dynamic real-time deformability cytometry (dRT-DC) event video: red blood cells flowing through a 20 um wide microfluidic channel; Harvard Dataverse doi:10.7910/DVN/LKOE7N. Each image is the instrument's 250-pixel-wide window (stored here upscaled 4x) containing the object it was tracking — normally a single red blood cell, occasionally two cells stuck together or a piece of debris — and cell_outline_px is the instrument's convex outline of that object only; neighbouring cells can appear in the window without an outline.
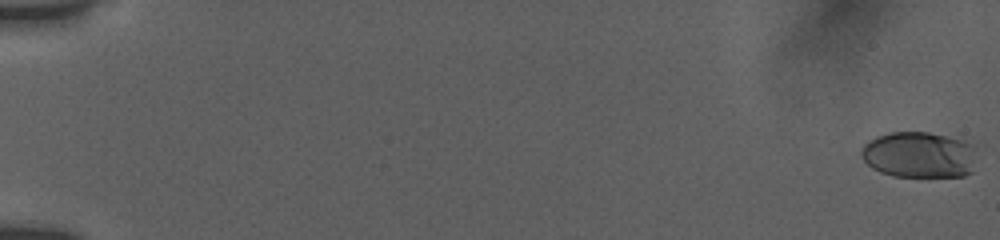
{"species": "human", "species_latin": "Homo sapiens", "temperature_condition": "room temperature", "stored_images_in_passage": 56, "camera_frame_rate_fps": 3000, "um_per_image_px": 0.085, "donor": {"sex": "female"}, "frame": {"image": 1, "passage_image": 1, "time_ms": 0.0, "image_size_px": [1000, 240], "cell_outline_px": [[984, 148], [972, 172], [964, 176], [892, 176], [880, 172], [872, 168], [860, 156], [860, 148], [868, 140], [876, 136], [888, 132], [928, 132], [964, 140], [976, 144]], "centroid_in_image_um": [78.24, 13.14], "position_along_channel_um": 6.8, "area_um2": 32.25}}
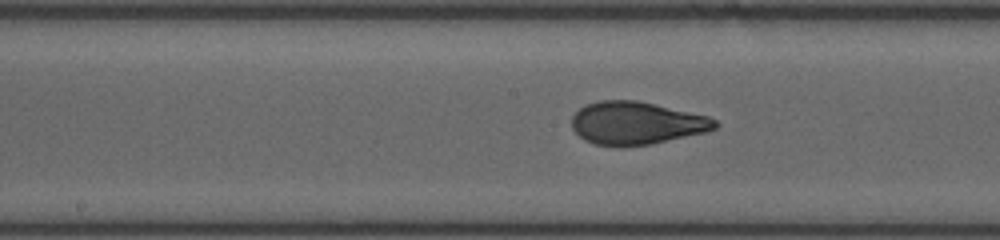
{"frame": {"image": 2, "passage_image": 31, "time_ms": 10.0, "image_size_px": [1000, 240], "cell_outline_px": [[720, 124], [716, 128], [704, 132], [652, 144], [624, 148], [620, 148], [596, 144], [584, 140], [572, 128], [572, 116], [584, 104], [600, 100], [636, 100], [708, 116], [716, 120]], "centroid_in_image_um": [54.07, 10.48], "position_along_channel_um": 194.1, "area_um2": 35.95}}
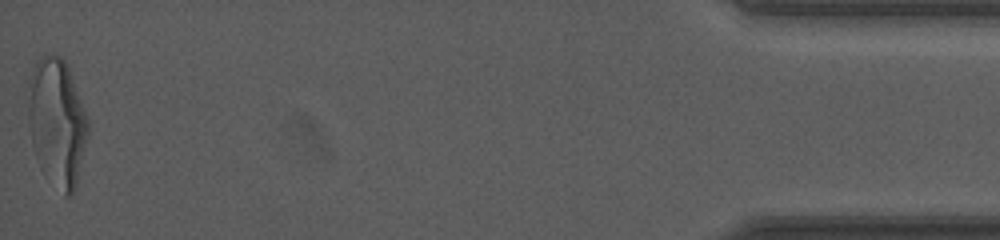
{"frame": {"image": 3, "passage_image": 56, "time_ms": 18.333, "image_size_px": [1000, 240], "cell_outline_px": [[88, 136], [76, 184], [72, 196], [64, 196], [36, 156], [32, 144], [28, 120], [24, 88], [32, 68], [36, 60], [52, 52], [60, 56], [64, 60], [68, 68], [88, 120]], "centroid_in_image_um": [4.8, 10.28], "position_along_channel_um": 430.4, "area_um2": 44.39}, "authors_computed_cell_mechanics": {"area_um2": 35.3736, "velocity_mm_per_s": 3.8422, "shape_relaxation_time_tau1_ms": 4.461, "shape_relaxation_time_tau2_ms": null, "deformation_change_tau1": 0.1964, "deformation_change_tau2": null}}